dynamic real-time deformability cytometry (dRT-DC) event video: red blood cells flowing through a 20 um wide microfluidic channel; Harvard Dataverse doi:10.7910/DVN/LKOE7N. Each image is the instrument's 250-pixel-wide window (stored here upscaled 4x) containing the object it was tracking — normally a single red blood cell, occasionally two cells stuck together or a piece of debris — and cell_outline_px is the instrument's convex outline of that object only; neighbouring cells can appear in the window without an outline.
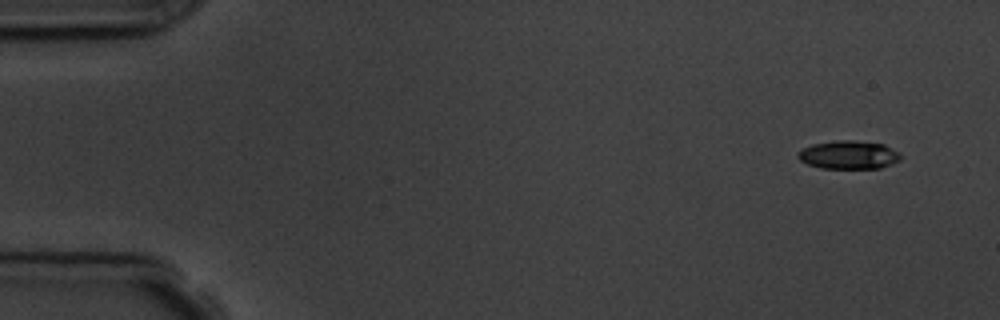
{"species": "common noctule bat (a hibernating species)", "species_latin": "Nyctalus noctula", "temperature_condition": "room temperature", "stored_images_in_passage": 7, "camera_frame_rate_fps": 3000, "um_per_image_px": 0.085, "animal": {"sex": "male", "body_mass_g": 19.5, "forearm_length_mm": 54.6}, "frame": {"image": 1, "passage_image": 1, "time_ms": 0.0, "image_size_px": [1000, 320], "cell_outline_px": [[900, 160], [892, 164], [880, 168], [820, 168], [808, 164], [800, 160], [796, 156], [796, 152], [812, 144], [836, 140], [852, 140], [884, 144], [900, 152]], "centroid_in_image_um": [72.13, 13.16], "position_along_channel_um": 12.9, "area_um2": 17.05}}
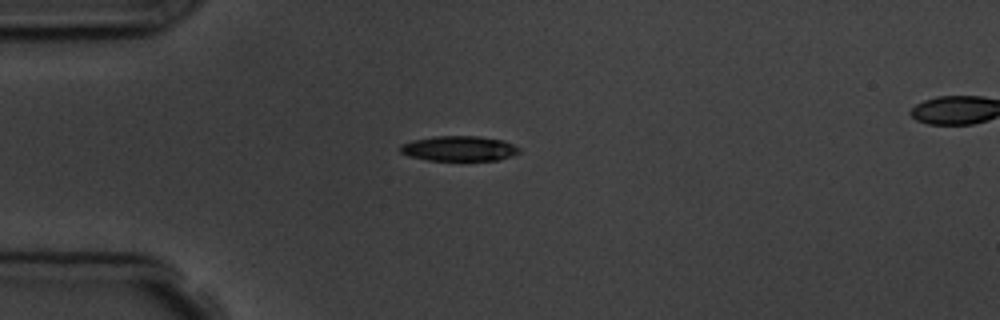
{"frame": {"image": 2, "passage_image": 4, "time_ms": 3.667, "image_size_px": [1000, 320], "cell_outline_px": [[520, 152], [512, 156], [500, 160], [428, 160], [408, 156], [400, 152], [400, 144], [412, 140], [436, 136], [476, 136], [504, 140], [520, 148]], "centroid_in_image_um": [39.02, 12.62], "position_along_channel_um": 46.0, "area_um2": 17.46}}